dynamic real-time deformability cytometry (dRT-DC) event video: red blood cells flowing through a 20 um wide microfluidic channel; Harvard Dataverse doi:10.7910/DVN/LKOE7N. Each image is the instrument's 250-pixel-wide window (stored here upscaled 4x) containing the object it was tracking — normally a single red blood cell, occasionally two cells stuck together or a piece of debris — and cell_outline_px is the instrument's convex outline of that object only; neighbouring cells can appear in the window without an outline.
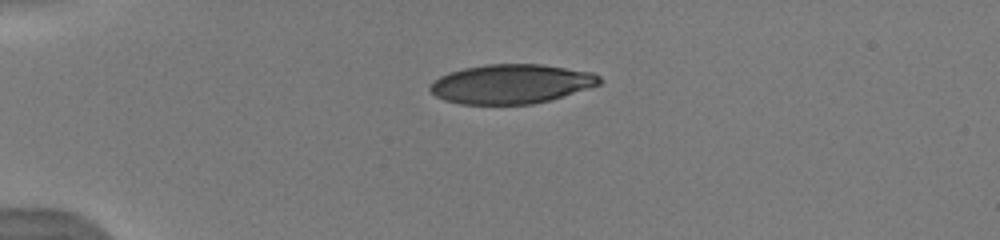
{"species": "human", "species_latin": "Homo sapiens", "temperature_condition": "warm", "stored_images_in_passage": 40, "camera_frame_rate_fps": 3000, "um_per_image_px": 0.085, "donor": {"sex": "male"}, "frame": {"image": 1, "passage_image": 1, "time_ms": 0.0, "image_size_px": [1000, 240], "cell_outline_px": [[604, 80], [600, 84], [588, 88], [548, 100], [532, 104], [460, 104], [444, 100], [436, 96], [428, 88], [440, 76], [448, 72], [464, 68], [488, 64], [540, 64], [592, 72], [600, 76]], "centroid_in_image_um": [43.45, 7.13], "position_along_channel_um": 41.5, "area_um2": 38.61}}
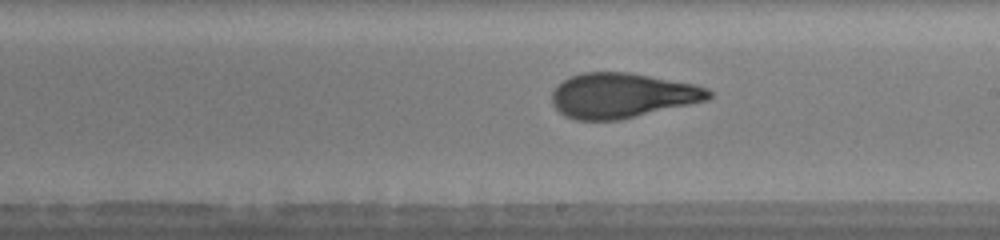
{"frame": {"image": 2, "passage_image": 19, "time_ms": 6.0, "image_size_px": [1000, 240], "cell_outline_px": [[712, 96], [708, 100], [620, 120], [576, 120], [564, 116], [552, 104], [552, 92], [564, 80], [572, 76], [584, 72], [628, 72], [696, 84], [708, 88], [712, 92]], "centroid_in_image_um": [52.9, 8.12], "position_along_channel_um": 236.1, "area_um2": 41.04}}
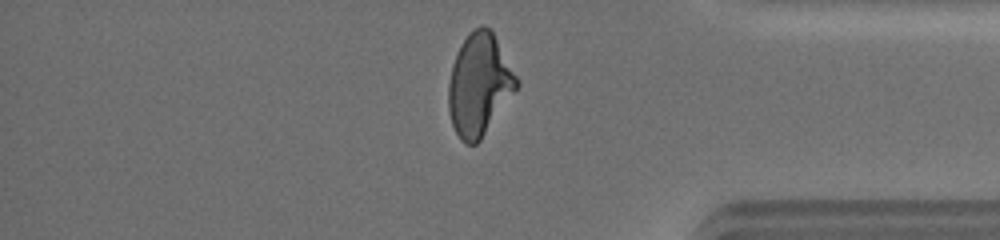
{"frame": {"image": 3, "passage_image": 32, "time_ms": 10.333, "image_size_px": [1000, 240], "cell_outline_px": [[520, 84], [480, 140], [476, 144], [464, 144], [460, 140], [452, 124], [448, 108], [448, 84], [452, 64], [460, 44], [476, 28], [488, 28], [492, 32], [516, 76]], "centroid_in_image_um": [40.7, 7.25], "position_along_channel_um": 394.5, "area_um2": 39.65}}